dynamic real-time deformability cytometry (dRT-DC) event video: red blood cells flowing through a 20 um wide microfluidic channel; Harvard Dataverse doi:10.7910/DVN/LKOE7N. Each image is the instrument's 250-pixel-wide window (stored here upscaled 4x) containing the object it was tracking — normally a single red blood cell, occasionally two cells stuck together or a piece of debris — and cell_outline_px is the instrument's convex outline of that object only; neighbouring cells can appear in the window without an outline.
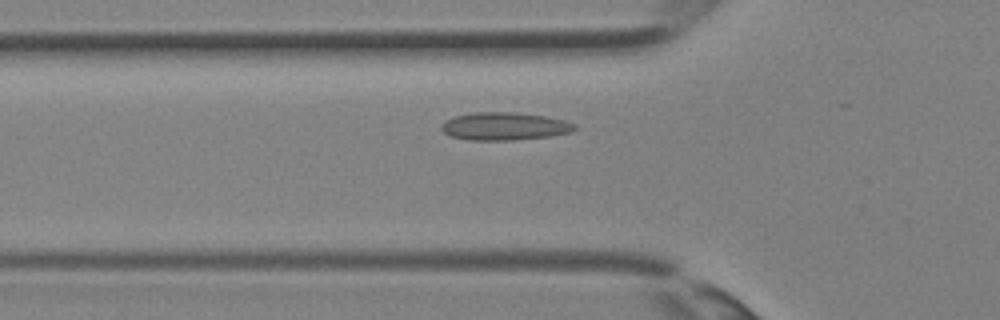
{"species": "Egyptian fruit bat (a non-hibernating species)", "species_latin": "Rousettus aegyptiacus", "temperature_condition": "room temperature", "stored_images_in_passage": 12, "camera_frame_rate_fps": 3000, "um_per_image_px": 0.085, "animal": {"sex": "female"}, "frame": {"image": 1, "passage_image": 8, "time_ms": 2.333, "image_size_px": [1000, 320], "cell_outline_px": [[580, 128], [572, 132], [548, 136], [516, 140], [468, 140], [452, 136], [444, 132], [440, 128], [440, 124], [444, 120], [452, 116], [472, 112], [516, 112], [544, 116], [564, 120], [576, 124]], "centroid_in_image_um": [42.87, 10.72], "position_along_channel_um": 82.9, "area_um2": 21.91}}
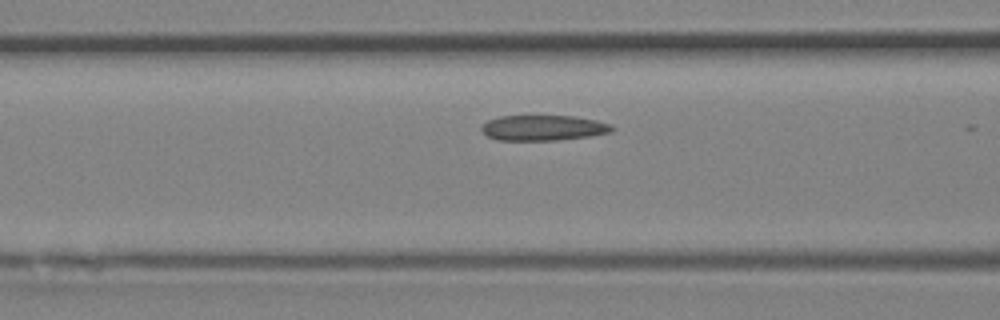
{"frame": {"image": 2, "passage_image": 10, "time_ms": 3.0, "image_size_px": [1000, 320], "cell_outline_px": [[616, 128], [612, 132], [588, 136], [556, 140], [496, 140], [488, 136], [480, 128], [488, 120], [500, 116], [576, 116], [596, 120], [608, 124]], "centroid_in_image_um": [46.18, 10.86], "position_along_channel_um": 120.4, "area_um2": 19.19}}